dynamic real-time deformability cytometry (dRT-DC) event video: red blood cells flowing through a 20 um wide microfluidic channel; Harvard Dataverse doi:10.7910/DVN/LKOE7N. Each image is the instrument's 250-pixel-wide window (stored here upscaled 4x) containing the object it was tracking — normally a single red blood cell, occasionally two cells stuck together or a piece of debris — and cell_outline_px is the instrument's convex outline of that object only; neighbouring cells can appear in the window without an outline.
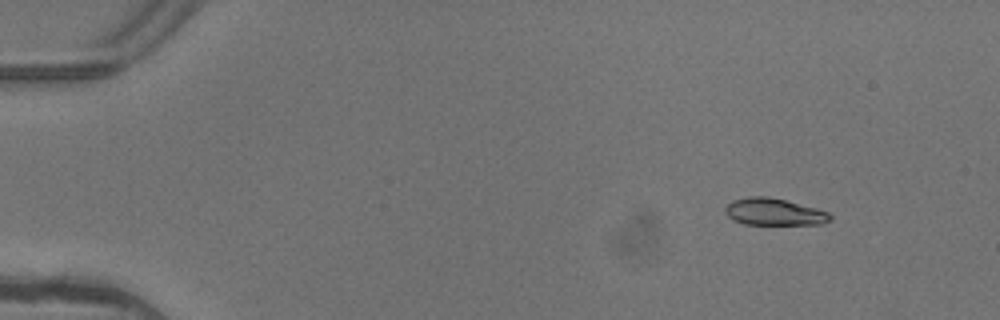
{"species": "common noctule bat (a hibernating species)", "species_latin": "Nyctalus noctula", "temperature_condition": "warm", "stored_images_in_passage": 4, "camera_frame_rate_fps": 3000, "um_per_image_px": 0.085, "animal": {"sex": "female"}, "frame": {"image": 1, "passage_image": 2, "time_ms": 0.333, "image_size_px": [1000, 320], "cell_outline_px": [[832, 220], [820, 224], [744, 224], [732, 220], [724, 212], [724, 208], [732, 200], [748, 196], [768, 196], [816, 208], [828, 212], [832, 216]], "centroid_in_image_um": [65.76, 18.01], "position_along_channel_um": 19.2, "area_um2": 16.53}}
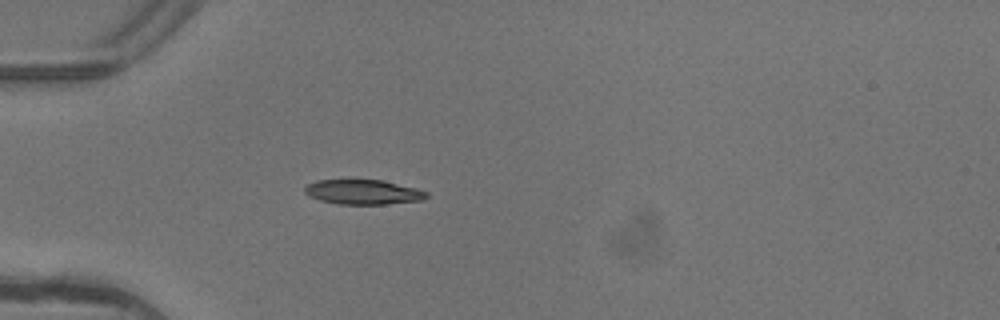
{"frame": {"image": 2, "passage_image": 4, "time_ms": 1.0, "image_size_px": [1000, 320], "cell_outline_px": [[428, 196], [424, 200], [384, 204], [340, 204], [320, 200], [308, 196], [304, 192], [304, 188], [308, 184], [316, 180], [380, 180], [416, 188], [428, 192]], "centroid_in_image_um": [30.86, 16.33], "position_along_channel_um": 54.1, "area_um2": 17.46}}